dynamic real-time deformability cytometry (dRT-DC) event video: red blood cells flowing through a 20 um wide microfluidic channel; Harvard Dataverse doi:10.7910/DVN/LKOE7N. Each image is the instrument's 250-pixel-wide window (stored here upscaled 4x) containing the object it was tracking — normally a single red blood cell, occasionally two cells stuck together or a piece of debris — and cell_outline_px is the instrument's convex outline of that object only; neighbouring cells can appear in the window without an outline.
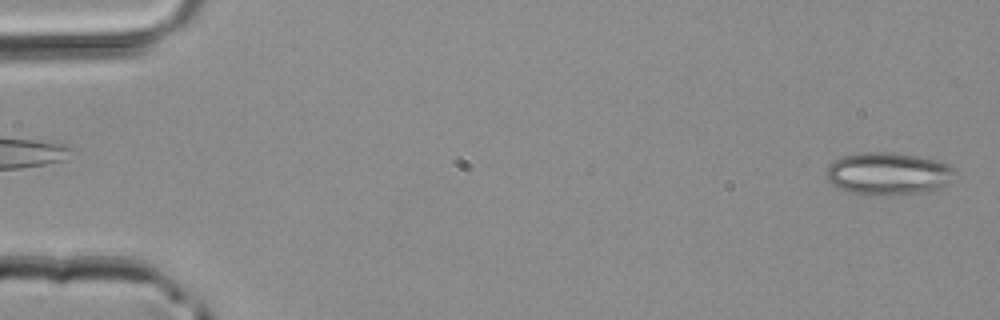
{"species": "common noctule bat (a hibernating species)", "species_latin": "Nyctalus noctula", "temperature_condition": "room temperature", "stored_images_in_passage": 44, "camera_frame_rate_fps": 3000, "um_per_image_px": 0.085, "animal": {"sex": "male", "body_mass_g": 20.4}, "frame": {"image": 1, "passage_image": 1, "time_ms": 0.0, "image_size_px": [1000, 320], "cell_outline_px": [[956, 172], [948, 184], [940, 188], [924, 192], [884, 196], [868, 196], [852, 192], [840, 188], [832, 184], [828, 180], [824, 172], [836, 160], [844, 156], [864, 152], [892, 152], [916, 156], [936, 160], [948, 164]], "centroid_in_image_um": [75.51, 14.78], "position_along_channel_um": 9.5, "area_um2": 31.91}}
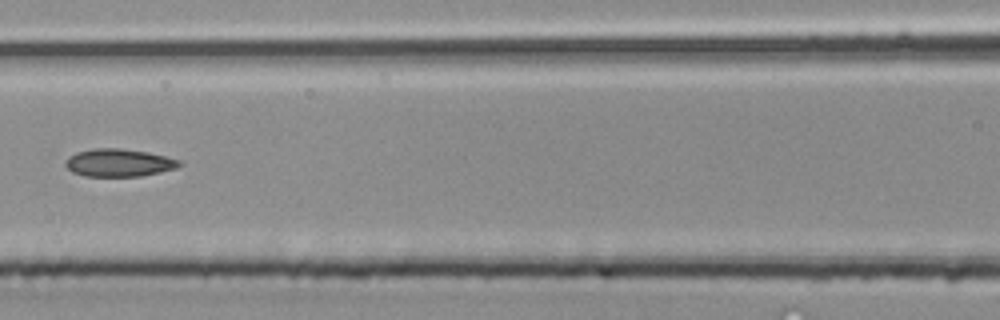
{"frame": {"image": 2, "passage_image": 20, "time_ms": 6.333, "image_size_px": [1000, 320], "cell_outline_px": [[184, 164], [176, 168], [160, 172], [140, 176], [84, 176], [72, 172], [64, 164], [68, 156], [76, 152], [92, 148], [120, 148], [148, 152], [180, 160]], "centroid_in_image_um": [10.09, 13.83], "position_along_channel_um": 156.5, "area_um2": 18.5}}
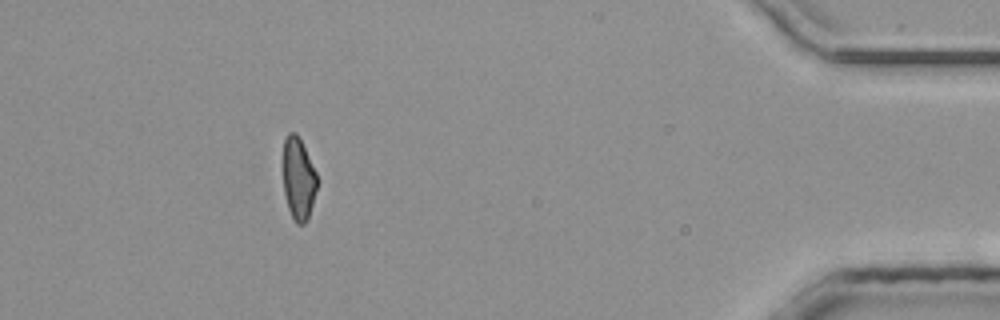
{"frame": {"image": 3, "passage_image": 40, "time_ms": 13.0, "image_size_px": [1000, 320], "cell_outline_px": [[316, 188], [308, 220], [304, 224], [296, 224], [288, 208], [284, 192], [284, 140], [288, 132], [296, 132], [316, 172]], "centroid_in_image_um": [25.36, 15.21], "position_along_channel_um": 409.8, "area_um2": 15.9}}